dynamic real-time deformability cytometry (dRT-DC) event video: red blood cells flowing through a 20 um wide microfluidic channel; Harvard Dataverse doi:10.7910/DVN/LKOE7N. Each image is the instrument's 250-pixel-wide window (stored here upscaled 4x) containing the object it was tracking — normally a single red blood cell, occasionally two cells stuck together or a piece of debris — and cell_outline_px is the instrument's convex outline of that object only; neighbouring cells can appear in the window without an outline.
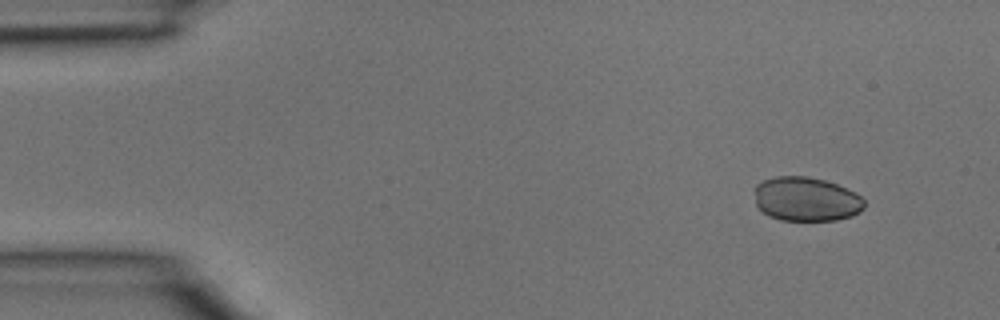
{"species": "common noctule bat (a hibernating species)", "species_latin": "Nyctalus noctula", "temperature_condition": "room temperature", "stored_images_in_passage": 3, "camera_frame_rate_fps": 3000, "um_per_image_px": 0.085, "animal": {"sex": "male", "body_mass_g": 15.6}, "frame": {"image": 1, "passage_image": 1, "time_ms": 0.0, "image_size_px": [1000, 320], "cell_outline_px": [[864, 208], [860, 212], [852, 216], [836, 220], [780, 220], [768, 216], [756, 204], [756, 184], [764, 180], [776, 176], [808, 176], [824, 180], [836, 184], [856, 192], [864, 200]], "centroid_in_image_um": [68.55, 16.93], "position_along_channel_um": 16.5, "area_um2": 28.26}}
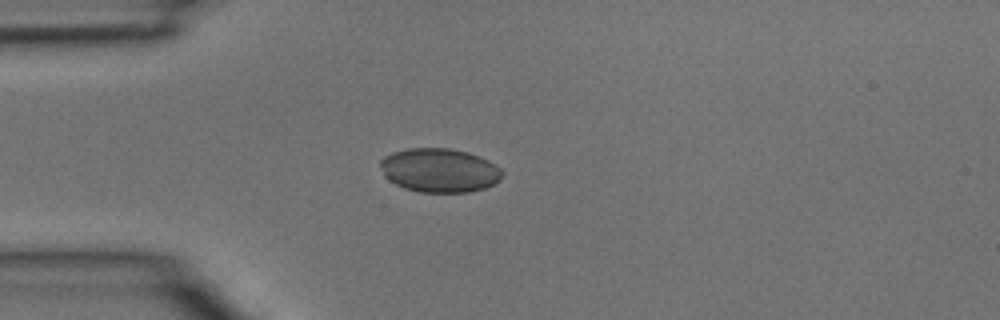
{"frame": {"image": 2, "passage_image": 3, "time_ms": 0.667, "image_size_px": [1000, 320], "cell_outline_px": [[504, 172], [500, 180], [484, 188], [468, 192], [420, 192], [404, 188], [388, 180], [384, 176], [380, 164], [380, 160], [384, 156], [392, 152], [408, 148], [448, 148], [468, 152], [480, 156], [488, 160], [500, 168]], "centroid_in_image_um": [37.35, 14.47], "position_along_channel_um": 47.7, "area_um2": 31.33}}